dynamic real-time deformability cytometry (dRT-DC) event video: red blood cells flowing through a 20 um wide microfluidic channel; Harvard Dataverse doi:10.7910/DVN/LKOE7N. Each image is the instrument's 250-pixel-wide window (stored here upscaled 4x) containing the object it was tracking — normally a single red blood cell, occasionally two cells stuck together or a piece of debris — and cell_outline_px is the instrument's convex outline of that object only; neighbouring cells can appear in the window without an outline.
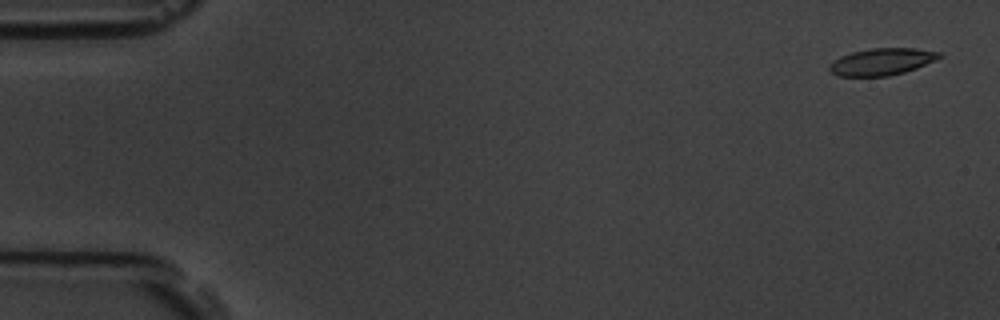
{"species": "common noctule bat (a hibernating species)", "species_latin": "Nyctalus noctula", "temperature_condition": "room temperature", "stored_images_in_passage": 6, "camera_frame_rate_fps": 3000, "um_per_image_px": 0.085, "animal": {"sex": "male", "body_mass_g": 19.5, "forearm_length_mm": 54.6}, "frame": {"image": 1, "passage_image": 1, "time_ms": 0.0, "image_size_px": [1000, 320], "cell_outline_px": [[944, 56], [936, 60], [916, 68], [904, 72], [888, 76], [840, 76], [832, 72], [828, 68], [828, 64], [840, 56], [852, 52], [872, 48], [916, 48], [940, 52]], "centroid_in_image_um": [74.97, 5.24], "position_along_channel_um": 10.0, "area_um2": 17.28}}
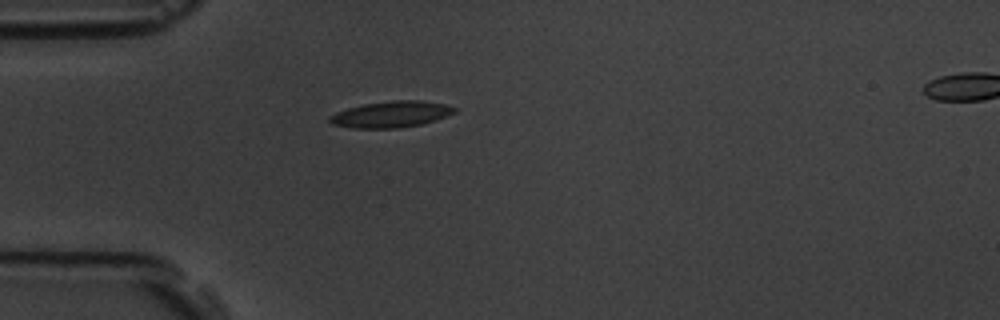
{"frame": {"image": 2, "passage_image": 5, "time_ms": 4.667, "image_size_px": [1000, 320], "cell_outline_px": [[456, 112], [436, 120], [420, 124], [396, 128], [352, 128], [332, 124], [328, 120], [328, 116], [336, 112], [348, 108], [364, 104], [392, 100], [420, 100], [444, 104], [456, 108]], "centroid_in_image_um": [33.22, 9.71], "position_along_channel_um": 51.8, "area_um2": 19.02}}